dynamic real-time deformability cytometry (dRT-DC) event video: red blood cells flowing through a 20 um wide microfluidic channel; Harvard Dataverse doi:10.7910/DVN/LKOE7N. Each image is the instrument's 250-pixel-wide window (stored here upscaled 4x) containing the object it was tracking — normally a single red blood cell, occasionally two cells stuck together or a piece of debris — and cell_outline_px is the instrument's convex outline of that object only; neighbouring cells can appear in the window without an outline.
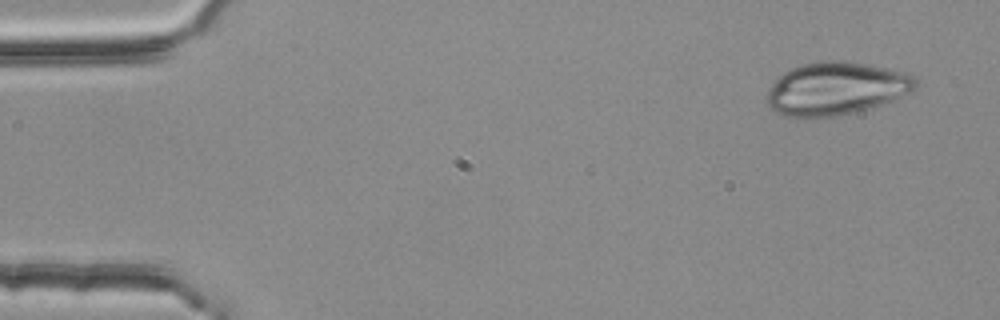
{"species": "common noctule bat (a hibernating species)", "species_latin": "Nyctalus noctula", "temperature_condition": "room temperature", "stored_images_in_passage": 4, "camera_frame_rate_fps": 3000, "um_per_image_px": 0.085, "animal": {"sex": "female", "body_mass_g": 25.1}, "frame": {"image": 1, "passage_image": 1, "time_ms": 0.0, "image_size_px": [1000, 320], "cell_outline_px": [[920, 84], [916, 88], [908, 92], [880, 104], [856, 112], [836, 116], [784, 116], [768, 108], [764, 96], [768, 88], [788, 68], [800, 64], [820, 60], [844, 60], [868, 64], [908, 72]], "centroid_in_image_um": [71.01, 7.5], "position_along_channel_um": 14.0, "area_um2": 46.01}}